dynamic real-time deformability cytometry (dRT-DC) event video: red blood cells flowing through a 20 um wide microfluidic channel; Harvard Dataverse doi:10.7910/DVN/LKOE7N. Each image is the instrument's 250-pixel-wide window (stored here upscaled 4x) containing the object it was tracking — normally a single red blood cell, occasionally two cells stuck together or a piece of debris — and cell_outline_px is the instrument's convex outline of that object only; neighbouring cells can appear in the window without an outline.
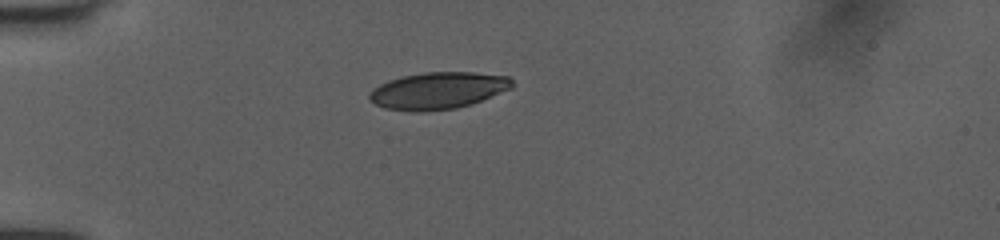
{"species": "human", "species_latin": "Homo sapiens", "temperature_condition": "room temperature", "stored_images_in_passage": 38, "camera_frame_rate_fps": 3000, "um_per_image_px": 0.085, "donor": {"sex": "female"}, "frame": {"image": 1, "passage_image": 1, "time_ms": 0.0, "image_size_px": [1000, 240], "cell_outline_px": [[516, 84], [512, 88], [472, 104], [456, 108], [384, 108], [368, 100], [368, 96], [380, 84], [388, 80], [404, 76], [424, 72], [472, 72], [508, 76]], "centroid_in_image_um": [37.32, 7.64], "position_along_channel_um": 47.7, "area_um2": 29.59}}
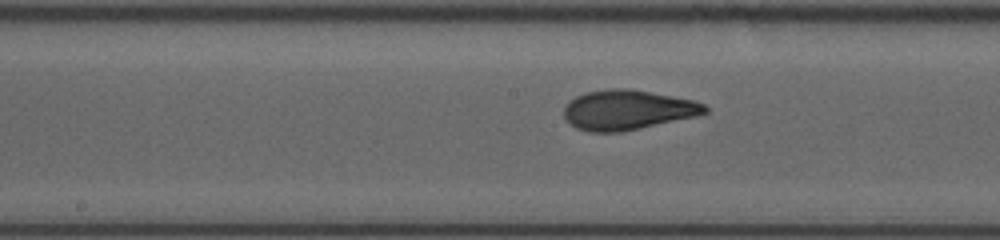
{"frame": {"image": 2, "passage_image": 14, "time_ms": 4.333, "image_size_px": [1000, 240], "cell_outline_px": [[708, 112], [696, 116], [620, 132], [592, 132], [576, 128], [564, 116], [564, 108], [568, 100], [584, 92], [608, 88], [628, 88], [696, 100], [704, 104], [708, 108]], "centroid_in_image_um": [53.34, 9.32], "position_along_channel_um": 194.9, "area_um2": 32.71}}
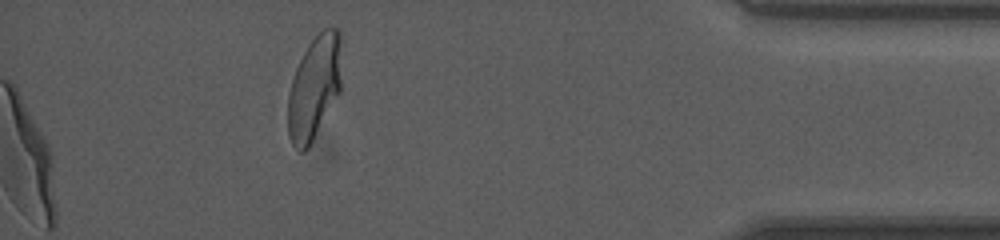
{"frame": {"image": 3, "passage_image": 33, "time_ms": 10.667, "image_size_px": [1000, 240], "cell_outline_px": [[340, 92], [308, 148], [304, 152], [300, 152], [292, 144], [288, 132], [288, 92], [296, 68], [308, 44], [324, 28], [340, 28]], "centroid_in_image_um": [26.7, 7.45], "position_along_channel_um": 408.5, "area_um2": 32.14}, "authors_computed_cell_mechanics": {"area_um2": 32.3391, "velocity_mm_per_s": 4.0329, "shape_relaxation_time_tau1_ms": 4.7447, "shape_relaxation_time_tau2_ms": 0.9214, "deformation_change_tau1": 0.1726, "deformation_change_tau2": 0.0574}}